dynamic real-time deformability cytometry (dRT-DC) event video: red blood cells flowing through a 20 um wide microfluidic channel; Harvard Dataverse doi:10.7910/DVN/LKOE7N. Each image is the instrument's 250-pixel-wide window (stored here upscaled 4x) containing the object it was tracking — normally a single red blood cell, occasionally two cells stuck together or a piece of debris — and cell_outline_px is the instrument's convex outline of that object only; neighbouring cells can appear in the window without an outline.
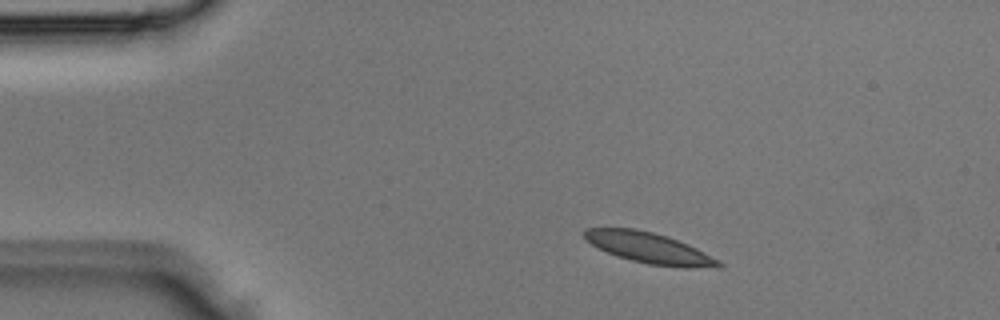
{"species": "Egyptian fruit bat (a non-hibernating species)", "species_latin": "Rousettus aegyptiacus", "temperature_condition": "room temperature", "stored_images_in_passage": 2, "camera_frame_rate_fps": 3000, "um_per_image_px": 0.085, "animal": {"sex": "male"}, "frame": {"image": 1, "passage_image": 1, "time_ms": 0.0, "image_size_px": [1000, 320], "cell_outline_px": [[724, 268], [684, 268], [648, 264], [616, 256], [592, 244], [580, 232], [584, 228], [636, 228], [668, 236], [688, 244], [720, 260], [724, 264]], "centroid_in_image_um": [55.24, 21.08], "position_along_channel_um": 29.8, "area_um2": 24.28}}